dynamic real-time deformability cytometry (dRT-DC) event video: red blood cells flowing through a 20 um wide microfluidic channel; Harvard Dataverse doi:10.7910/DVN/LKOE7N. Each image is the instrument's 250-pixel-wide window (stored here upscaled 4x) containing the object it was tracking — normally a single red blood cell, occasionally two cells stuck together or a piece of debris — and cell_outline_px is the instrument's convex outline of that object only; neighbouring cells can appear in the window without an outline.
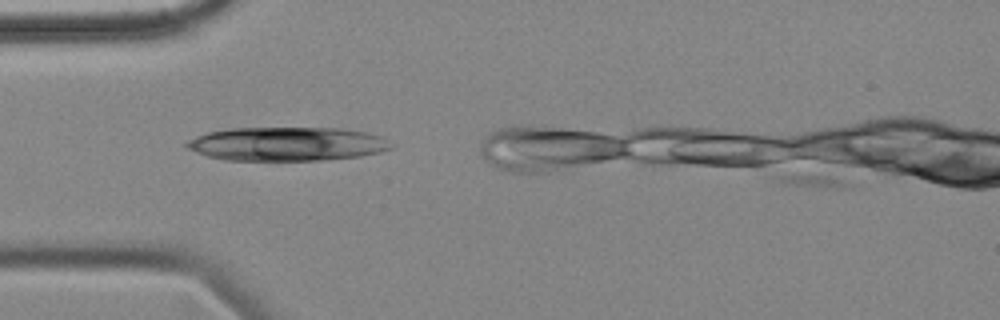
{"species": "common noctule bat (a hibernating species)", "species_latin": "Nyctalus noctula", "temperature_condition": "cold", "stored_images_in_passage": 26, "camera_frame_rate_fps": 3000, "um_per_image_px": 0.085, "animal": {"sex": "female", "body_mass_g": 18.4}, "frame": {"image": 1, "passage_image": 1, "time_ms": 0.0, "image_size_px": [1000, 320], "cell_outline_px": [[392, 148], [380, 152], [360, 156], [320, 160], [224, 160], [208, 156], [188, 148], [184, 144], [188, 140], [196, 136], [208, 132], [232, 128], [340, 128], [364, 132], [380, 136], [392, 144]], "centroid_in_image_um": [24.38, 12.23], "position_along_channel_um": 60.6, "area_um2": 40.06}}